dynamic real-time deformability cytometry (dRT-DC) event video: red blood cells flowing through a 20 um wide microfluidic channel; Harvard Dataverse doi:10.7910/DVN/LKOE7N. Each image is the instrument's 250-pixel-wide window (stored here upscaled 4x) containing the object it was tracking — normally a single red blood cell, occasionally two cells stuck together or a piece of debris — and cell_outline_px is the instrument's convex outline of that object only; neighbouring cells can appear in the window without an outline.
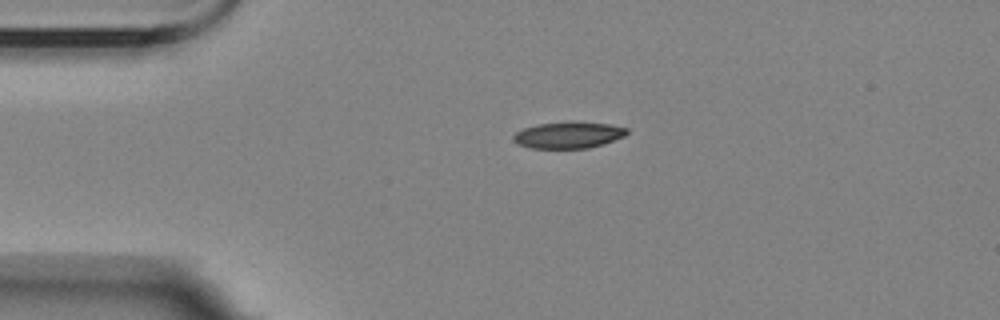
{"species": "Egyptian fruit bat (a non-hibernating species)", "species_latin": "Rousettus aegyptiacus", "temperature_condition": "room temperature", "stored_images_in_passage": 2, "camera_frame_rate_fps": 3000, "um_per_image_px": 0.085, "animal": {"sex": "female"}, "frame": {"image": 1, "passage_image": 1, "time_ms": 0.0, "image_size_px": [1000, 320], "cell_outline_px": [[628, 132], [624, 136], [604, 144], [588, 148], [532, 148], [516, 144], [512, 140], [512, 136], [516, 132], [524, 128], [536, 124], [572, 120], [608, 124], [628, 128]], "centroid_in_image_um": [48.29, 11.46], "position_along_channel_um": 36.7, "area_um2": 17.86}}